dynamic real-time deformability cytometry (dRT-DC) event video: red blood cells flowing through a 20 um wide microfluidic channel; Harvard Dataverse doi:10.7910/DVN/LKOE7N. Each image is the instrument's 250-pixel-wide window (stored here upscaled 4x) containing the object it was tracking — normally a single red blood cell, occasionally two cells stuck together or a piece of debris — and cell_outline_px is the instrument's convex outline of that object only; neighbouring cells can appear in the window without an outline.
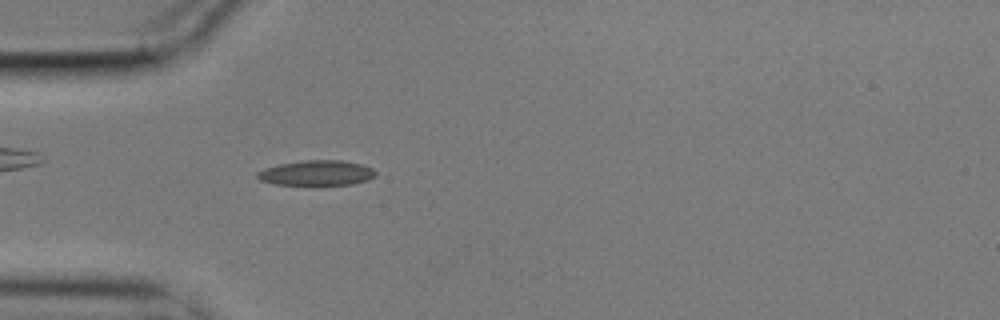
{"species": "common noctule bat (a hibernating species)", "species_latin": "Nyctalus noctula", "temperature_condition": "cold", "stored_images_in_passage": 56, "camera_frame_rate_fps": 3000, "um_per_image_px": 0.085, "animal": {"sex": "male", "body_mass_g": 17.9}, "frame": {"image": 1, "passage_image": 16, "time_ms": 5.0, "image_size_px": [1000, 320], "cell_outline_px": [[376, 176], [368, 180], [352, 184], [312, 188], [272, 184], [260, 180], [256, 176], [256, 172], [264, 168], [280, 164], [304, 160], [340, 160], [360, 164], [372, 168], [376, 172]], "centroid_in_image_um": [26.88, 14.76], "position_along_channel_um": 58.1, "area_um2": 18.32}}
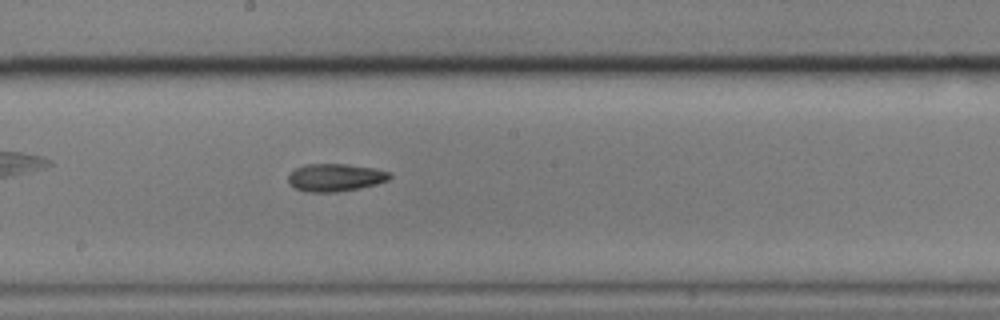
{"frame": {"image": 2, "passage_image": 30, "time_ms": 9.667, "image_size_px": [1000, 320], "cell_outline_px": [[392, 176], [388, 180], [376, 184], [360, 188], [336, 192], [304, 192], [292, 188], [288, 184], [288, 176], [296, 168], [304, 164], [348, 164], [372, 168], [388, 172]], "centroid_in_image_um": [28.44, 15.1], "position_along_channel_um": 219.8, "area_um2": 16.47}}
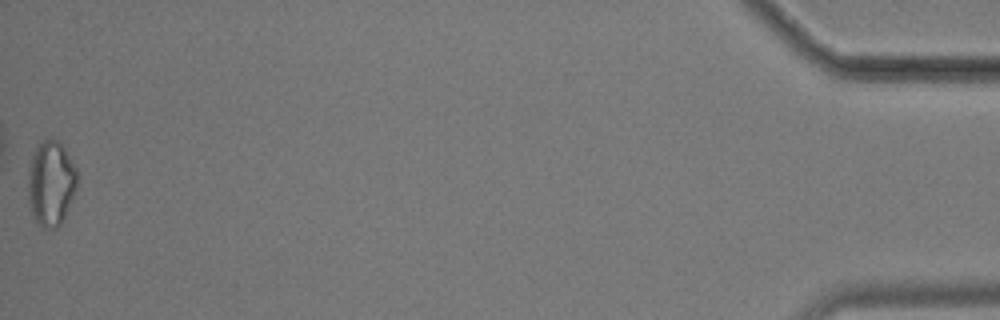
{"frame": {"image": 3, "passage_image": 56, "time_ms": 18.333, "image_size_px": [1000, 320], "cell_outline_px": [[76, 184], [72, 196], [64, 216], [60, 224], [56, 228], [44, 228], [36, 220], [32, 212], [28, 200], [28, 168], [32, 156], [36, 148], [44, 140], [56, 140], [64, 148], [76, 168]], "centroid_in_image_um": [4.3, 15.58], "position_along_channel_um": 430.9, "area_um2": 23.64}, "authors_computed_cell_mechanics": {"area_um2": 16.6175, "velocity_mm_per_s": 3.5287, "shape_relaxation_time_tau1_ms": 6.9578, "shape_relaxation_time_tau2_ms": null, "deformation_change_tau1": 0.1462, "deformation_change_tau2": null}}